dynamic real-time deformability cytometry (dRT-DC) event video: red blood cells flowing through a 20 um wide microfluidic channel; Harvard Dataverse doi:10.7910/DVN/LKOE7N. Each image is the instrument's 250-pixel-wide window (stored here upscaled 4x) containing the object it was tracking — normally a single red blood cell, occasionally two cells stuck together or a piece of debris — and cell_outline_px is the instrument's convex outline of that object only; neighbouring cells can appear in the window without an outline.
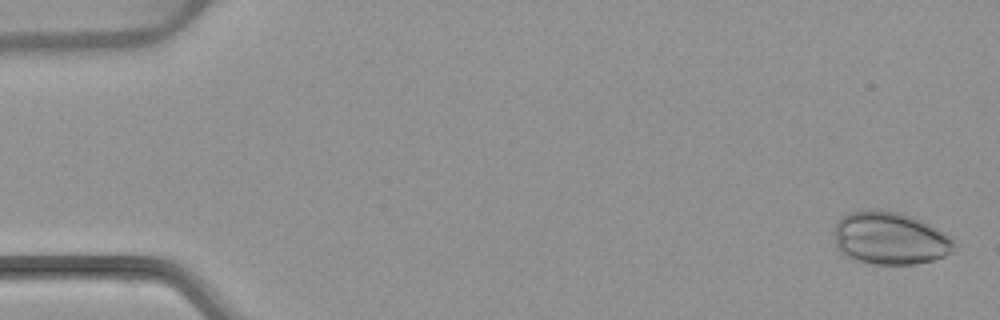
{"species": "common noctule bat (a hibernating species)", "species_latin": "Nyctalus noctula", "temperature_condition": "warm", "stored_images_in_passage": 4, "camera_frame_rate_fps": 3000, "um_per_image_px": 0.085, "animal": {"sex": "female", "body_mass_g": 22.7, "forearm_length_mm": 54.2}, "frame": {"image": 1, "passage_image": 1, "time_ms": 0.0, "image_size_px": [1000, 320], "cell_outline_px": [[956, 248], [952, 252], [944, 256], [932, 260], [916, 264], [872, 264], [852, 260], [844, 256], [840, 252], [836, 244], [836, 220], [848, 212], [868, 208], [876, 208], [900, 212], [912, 216], [944, 232], [952, 240]], "centroid_in_image_um": [75.61, 20.24], "position_along_channel_um": 9.4, "area_um2": 37.22}}